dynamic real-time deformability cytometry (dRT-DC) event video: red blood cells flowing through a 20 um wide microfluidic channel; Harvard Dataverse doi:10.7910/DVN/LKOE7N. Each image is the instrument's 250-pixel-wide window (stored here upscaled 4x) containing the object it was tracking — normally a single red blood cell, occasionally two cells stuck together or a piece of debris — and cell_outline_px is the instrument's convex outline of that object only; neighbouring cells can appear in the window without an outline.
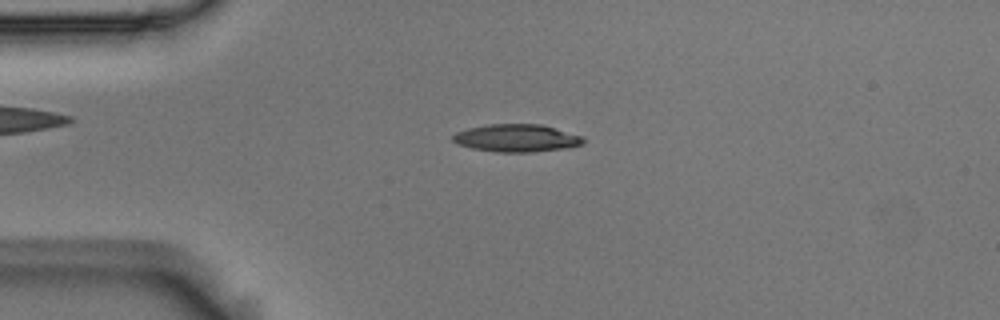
{"species": "Egyptian fruit bat (a non-hibernating species)", "species_latin": "Rousettus aegyptiacus", "temperature_condition": "room temperature", "stored_images_in_passage": 29, "camera_frame_rate_fps": 3000, "um_per_image_px": 0.085, "animal": {"sex": "male"}, "frame": {"image": 1, "passage_image": 10, "time_ms": 3.0, "image_size_px": [1000, 320], "cell_outline_px": [[584, 144], [568, 148], [532, 152], [496, 152], [472, 148], [456, 144], [452, 140], [452, 136], [456, 132], [468, 128], [488, 124], [540, 124], [584, 136]], "centroid_in_image_um": [43.92, 11.74], "position_along_channel_um": 41.1, "area_um2": 21.15}}
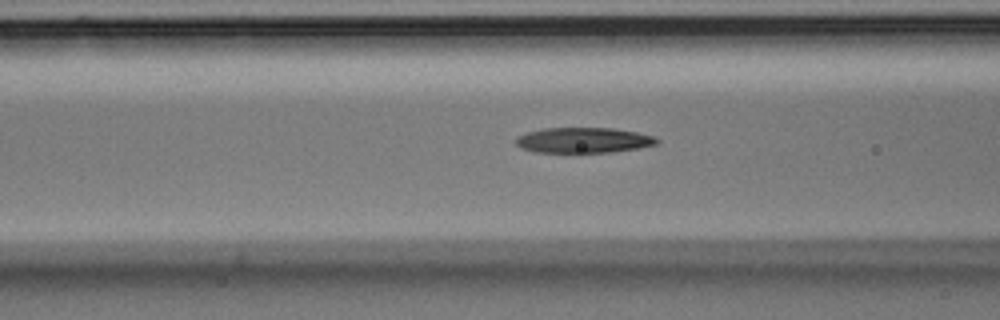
{"frame": {"image": 2, "passage_image": 18, "time_ms": 5.667, "image_size_px": [1000, 320], "cell_outline_px": [[660, 144], [612, 152], [536, 152], [520, 148], [516, 144], [516, 136], [528, 132], [544, 128], [612, 128], [636, 132], [652, 136], [660, 140]], "centroid_in_image_um": [49.59, 11.92], "position_along_channel_um": 117.0, "area_um2": 20.81}}
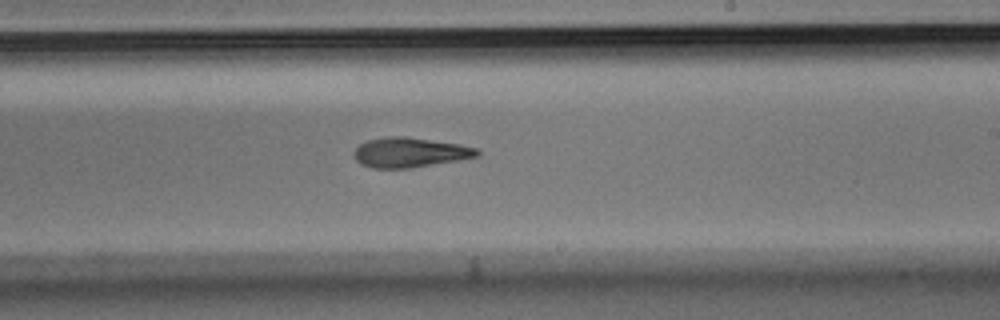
{"frame": {"image": 3, "passage_image": 29, "time_ms": 9.333, "image_size_px": [1000, 320], "cell_outline_px": [[480, 156], [408, 168], [372, 168], [360, 164], [356, 160], [356, 148], [360, 144], [368, 140], [392, 136], [404, 136], [460, 144], [476, 148], [480, 152]], "centroid_in_image_um": [34.85, 12.95], "position_along_channel_um": 254.2, "area_um2": 21.04}}